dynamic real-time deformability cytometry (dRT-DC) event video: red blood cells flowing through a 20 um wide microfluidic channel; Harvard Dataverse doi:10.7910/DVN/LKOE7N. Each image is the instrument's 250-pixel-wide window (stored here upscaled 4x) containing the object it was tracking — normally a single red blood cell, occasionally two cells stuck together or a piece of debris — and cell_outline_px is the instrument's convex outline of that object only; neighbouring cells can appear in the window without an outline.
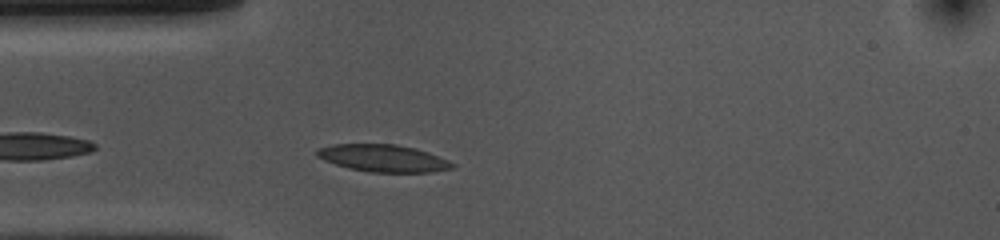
{"species": "common noctule bat (a hibernating species)", "species_latin": "Nyctalus noctula", "temperature_condition": "cold", "stored_images_in_passage": 12, "camera_frame_rate_fps": 3000, "um_per_image_px": 0.085, "animal": {"sex": "female", "body_mass_g": 10.0, "forearm_length_mm": 53.1}, "frame": {"image": 1, "passage_image": 4, "time_ms": 1.0, "image_size_px": [1000, 240], "cell_outline_px": [[456, 164], [452, 168], [432, 172], [368, 172], [348, 168], [324, 160], [316, 156], [316, 148], [332, 144], [396, 144], [416, 148], [448, 160]], "centroid_in_image_um": [32.54, 13.44], "position_along_channel_um": 52.5, "area_um2": 21.5}}
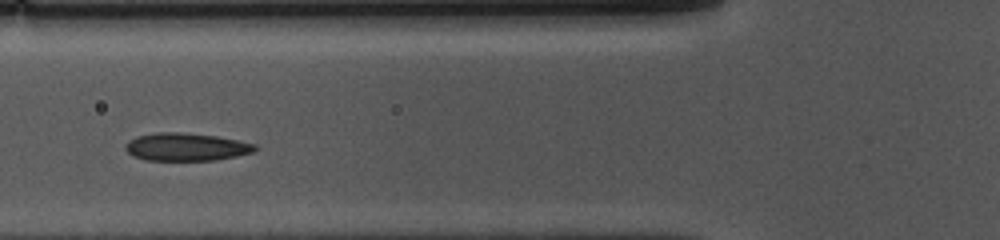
{"frame": {"image": 2, "passage_image": 9, "time_ms": 2.667, "image_size_px": [1000, 240], "cell_outline_px": [[260, 148], [252, 152], [236, 156], [216, 160], [148, 160], [132, 156], [124, 148], [124, 144], [128, 140], [136, 136], [156, 132], [180, 132], [216, 136], [256, 144]], "centroid_in_image_um": [15.8, 12.48], "position_along_channel_um": 110.0, "area_um2": 21.1}}